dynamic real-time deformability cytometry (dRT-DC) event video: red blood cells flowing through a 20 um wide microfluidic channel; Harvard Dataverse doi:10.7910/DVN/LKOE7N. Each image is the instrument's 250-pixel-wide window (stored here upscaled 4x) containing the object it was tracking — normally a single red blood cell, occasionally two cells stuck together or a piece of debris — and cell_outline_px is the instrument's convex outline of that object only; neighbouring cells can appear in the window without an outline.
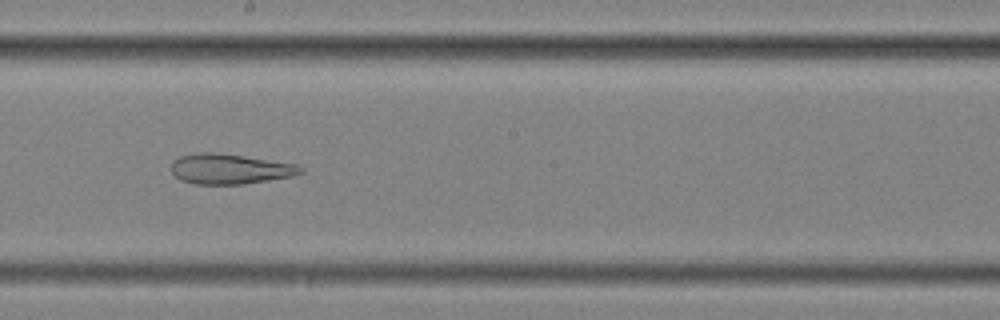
{"species": "common noctule bat (a hibernating species)", "species_latin": "Nyctalus noctula", "temperature_condition": "cold", "stored_images_in_passage": 55, "camera_frame_rate_fps": 3000, "um_per_image_px": 0.085, "animal": {"sex": "female", "body_mass_g": 25.1}, "frame": {"image": 1, "passage_image": 31, "time_ms": 10.0, "image_size_px": [1000, 320], "cell_outline_px": [[304, 172], [292, 176], [244, 184], [196, 184], [180, 180], [172, 172], [172, 160], [180, 156], [200, 152], [216, 152], [300, 164], [304, 168]], "centroid_in_image_um": [19.57, 14.35], "position_along_channel_um": 228.6, "area_um2": 22.89}}
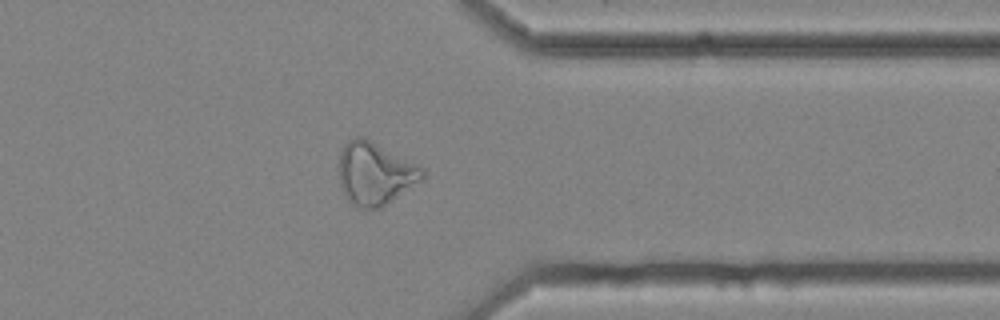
{"frame": {"image": 2, "passage_image": 44, "time_ms": 14.333, "image_size_px": [1000, 320], "cell_outline_px": [[424, 180], [380, 208], [360, 208], [352, 204], [348, 200], [340, 184], [336, 168], [340, 148], [348, 140], [356, 136], [364, 136], [424, 168]], "centroid_in_image_um": [31.84, 14.72], "position_along_channel_um": 379.6, "area_um2": 31.04}}
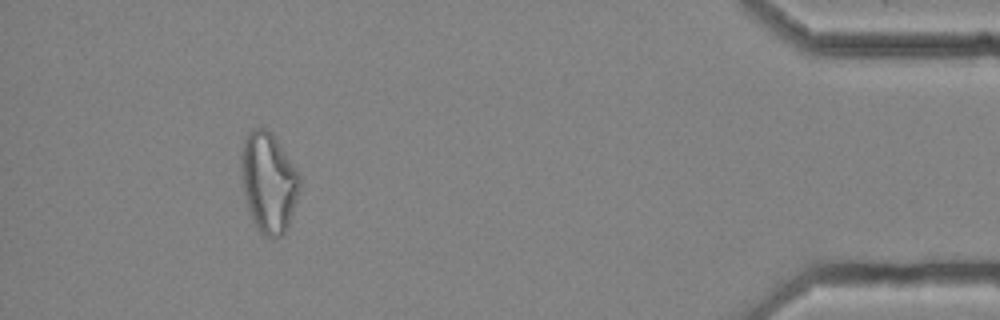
{"frame": {"image": 3, "passage_image": 51, "time_ms": 16.667, "image_size_px": [1000, 320], "cell_outline_px": [[300, 188], [288, 228], [280, 236], [264, 236], [256, 228], [252, 220], [248, 208], [244, 192], [240, 172], [240, 156], [244, 140], [248, 132], [252, 128], [268, 128], [276, 136], [296, 168], [300, 176]], "centroid_in_image_um": [22.82, 15.46], "position_along_channel_um": 412.4, "area_um2": 34.51}}